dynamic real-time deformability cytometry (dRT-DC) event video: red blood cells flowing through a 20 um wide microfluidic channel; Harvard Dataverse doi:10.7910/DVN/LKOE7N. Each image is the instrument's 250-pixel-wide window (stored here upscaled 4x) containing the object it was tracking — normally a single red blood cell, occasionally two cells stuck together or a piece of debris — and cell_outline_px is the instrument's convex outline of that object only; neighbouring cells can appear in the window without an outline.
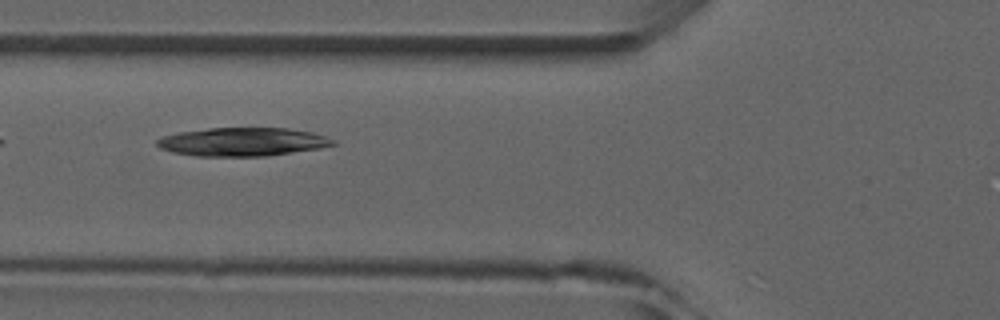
{"species": "common noctule bat (a hibernating species)", "species_latin": "Nyctalus noctula", "temperature_condition": "room temperature", "stored_images_in_passage": 3, "camera_frame_rate_fps": 3000, "um_per_image_px": 0.085, "animal": {"sex": "male", "forearm_length_mm": 52.5}, "frame": {"image": 1, "passage_image": 2, "time_ms": 1.333, "image_size_px": [1000, 320], "cell_outline_px": [[336, 144], [320, 148], [268, 156], [196, 156], [172, 152], [160, 148], [156, 144], [156, 140], [164, 136], [180, 132], [208, 128], [288, 128], [312, 132], [324, 136], [332, 140]], "centroid_in_image_um": [20.6, 12.06], "position_along_channel_um": 105.2, "area_um2": 29.07}}
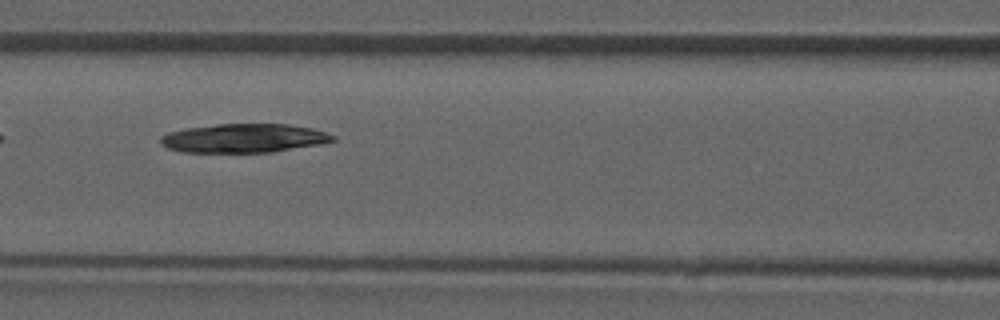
{"frame": {"image": 2, "passage_image": 3, "time_ms": 2.333, "image_size_px": [1000, 320], "cell_outline_px": [[336, 140], [320, 144], [272, 152], [180, 152], [168, 148], [160, 144], [160, 136], [168, 132], [184, 128], [216, 124], [288, 124], [312, 128], [336, 136]], "centroid_in_image_um": [20.69, 11.74], "position_along_channel_um": 145.9, "area_um2": 29.07}}